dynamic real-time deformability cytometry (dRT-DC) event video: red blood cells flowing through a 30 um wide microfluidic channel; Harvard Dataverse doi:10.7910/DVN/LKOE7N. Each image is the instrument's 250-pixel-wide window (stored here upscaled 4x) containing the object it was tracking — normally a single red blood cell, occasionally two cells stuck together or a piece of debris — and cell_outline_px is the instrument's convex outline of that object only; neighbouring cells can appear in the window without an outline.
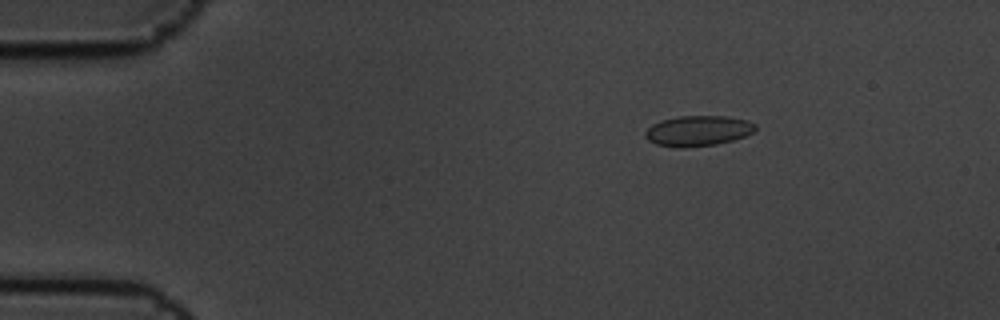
{"species": "common noctule bat (a hibernating species)", "species_latin": "Nyctalus noctula", "temperature_condition": "cold", "stored_images_in_passage": 7, "camera_frame_rate_fps": 3000, "um_per_image_px": 0.085, "animal": {"sex": "male", "body_mass_g": 19.5, "forearm_length_mm": 54.6}, "frame": {"image": 1, "passage_image": 3, "time_ms": 0.667, "image_size_px": [1000, 320], "cell_outline_px": [[756, 128], [752, 132], [744, 136], [732, 140], [716, 144], [680, 148], [656, 144], [648, 140], [644, 136], [644, 132], [652, 124], [660, 120], [680, 116], [728, 116], [748, 120], [756, 124]], "centroid_in_image_um": [59.31, 11.11], "position_along_channel_um": 25.7, "area_um2": 19.54}}
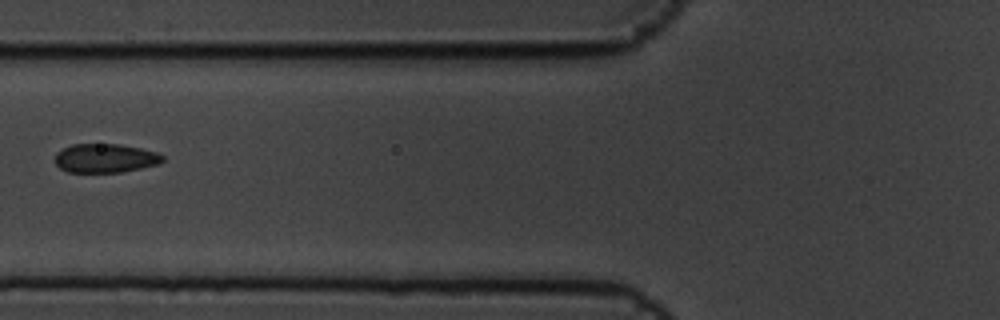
{"frame": {"image": 2, "passage_image": 7, "time_ms": 2.0, "image_size_px": [1000, 320], "cell_outline_px": [[164, 160], [160, 164], [120, 172], [68, 172], [60, 168], [56, 164], [56, 152], [72, 144], [120, 144], [140, 148], [156, 152], [164, 156]], "centroid_in_image_um": [8.96, 13.44], "position_along_channel_um": 116.8, "area_um2": 18.09}}